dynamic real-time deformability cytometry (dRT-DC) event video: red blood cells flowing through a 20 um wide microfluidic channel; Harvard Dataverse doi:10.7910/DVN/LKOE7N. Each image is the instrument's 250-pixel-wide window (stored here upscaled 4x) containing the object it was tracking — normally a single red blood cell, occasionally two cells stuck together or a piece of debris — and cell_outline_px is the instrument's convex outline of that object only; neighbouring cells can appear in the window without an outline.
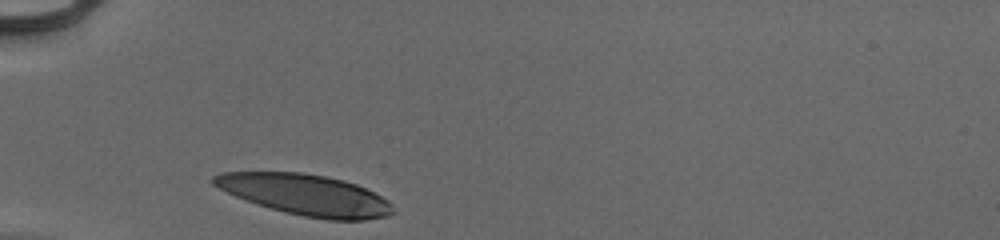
{"species": "human", "species_latin": "Homo sapiens", "temperature_condition": "cold", "stored_images_in_passage": 28, "camera_frame_rate_fps": 3000, "um_per_image_px": 0.085, "donor": {"sex": "male"}, "frame": {"image": 1, "passage_image": 1, "time_ms": 0.0, "image_size_px": [1000, 240], "cell_outline_px": [[392, 212], [388, 216], [364, 220], [328, 220], [304, 216], [284, 212], [256, 204], [236, 196], [212, 184], [212, 176], [220, 172], [300, 172], [324, 176], [344, 180], [356, 184], [388, 200], [392, 204]], "centroid_in_image_um": [25.95, 16.56], "position_along_channel_um": 59.0, "area_um2": 42.48}}
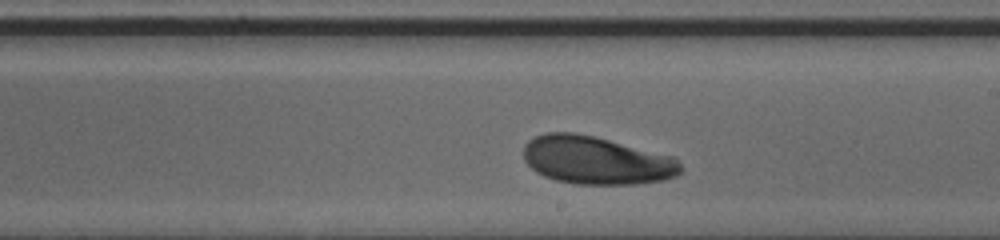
{"frame": {"image": 2, "passage_image": 16, "time_ms": 5.0, "image_size_px": [1000, 240], "cell_outline_px": [[680, 172], [676, 176], [664, 180], [636, 184], [576, 184], [556, 180], [544, 176], [536, 172], [524, 160], [524, 144], [528, 140], [544, 132], [576, 132], [672, 156], [680, 164]], "centroid_in_image_um": [50.64, 13.63], "position_along_channel_um": 238.4, "area_um2": 43.75}}
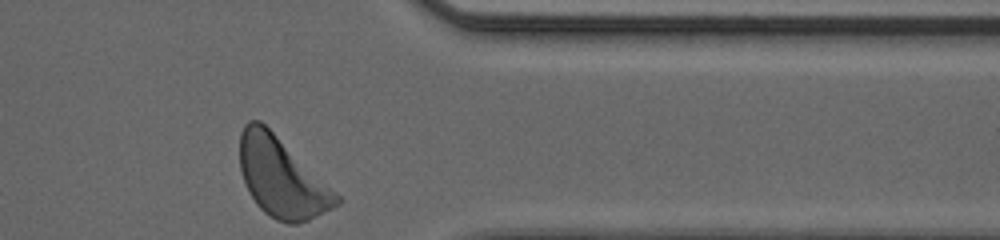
{"frame": {"image": 3, "passage_image": 28, "time_ms": 9.0, "image_size_px": [1000, 240], "cell_outline_px": [[344, 200], [332, 208], [308, 220], [296, 224], [288, 224], [276, 220], [264, 212], [256, 204], [248, 192], [240, 168], [240, 132], [244, 124], [248, 120], [260, 120], [340, 196]], "centroid_in_image_um": [23.91, 15.1], "position_along_channel_um": 387.5, "area_um2": 44.16}, "authors_computed_cell_mechanics": {"area_um2": 43.6968, "velocity_mm_per_s": 3.8758, "shape_relaxation_time_tau1_ms": 2.5906, "shape_relaxation_time_tau2_ms": null, "deformation_change_tau1": 0.1556, "deformation_change_tau2": null}}